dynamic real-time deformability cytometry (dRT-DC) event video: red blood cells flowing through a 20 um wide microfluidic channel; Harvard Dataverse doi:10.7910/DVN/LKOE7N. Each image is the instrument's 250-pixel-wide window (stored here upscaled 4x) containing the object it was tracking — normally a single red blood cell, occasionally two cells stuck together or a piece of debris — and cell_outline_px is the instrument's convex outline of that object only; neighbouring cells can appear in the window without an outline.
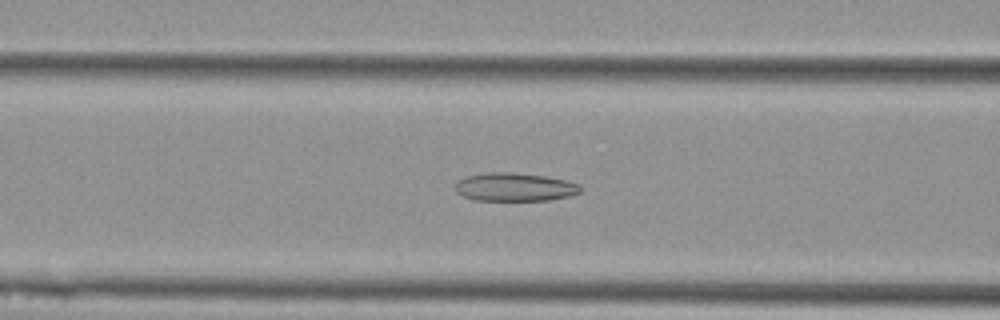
{"species": "Egyptian fruit bat (a non-hibernating species)", "species_latin": "Rousettus aegyptiacus", "temperature_condition": "cold", "stored_images_in_passage": 50, "camera_frame_rate_fps": 3000, "um_per_image_px": 0.085, "animal": {"sex": "female"}, "frame": {"image": 1, "passage_image": 22, "time_ms": 7.0, "image_size_px": [1000, 320], "cell_outline_px": [[580, 192], [572, 196], [548, 200], [476, 200], [464, 196], [456, 192], [456, 184], [460, 180], [468, 176], [488, 172], [508, 172], [544, 176], [564, 180], [580, 184]], "centroid_in_image_um": [43.78, 15.9], "position_along_channel_um": 122.8, "area_um2": 20.4}}
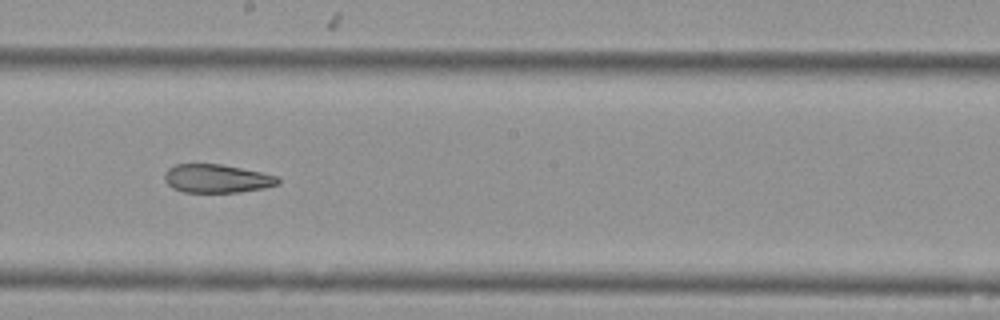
{"frame": {"image": 2, "passage_image": 31, "time_ms": 10.0, "image_size_px": [1000, 320], "cell_outline_px": [[280, 184], [264, 188], [240, 192], [184, 192], [172, 188], [164, 180], [164, 172], [168, 168], [176, 164], [220, 164], [280, 176]], "centroid_in_image_um": [18.43, 15.18], "position_along_channel_um": 229.8, "area_um2": 18.9}}
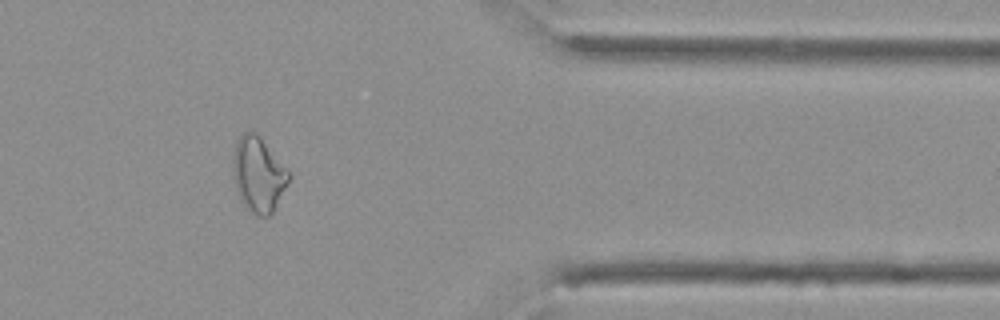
{"frame": {"image": 3, "passage_image": 46, "time_ms": 15.0, "image_size_px": [1000, 320], "cell_outline_px": [[292, 176], [288, 184], [272, 212], [268, 216], [256, 216], [248, 212], [240, 200], [232, 176], [232, 160], [236, 140], [244, 132], [252, 128], [260, 136], [288, 168]], "centroid_in_image_um": [21.95, 14.81], "position_along_channel_um": 389.4, "area_um2": 25.09}, "authors_computed_cell_mechanics": {"area_um2": 23.1489, "velocity_mm_per_s": 3.5768, "shape_relaxation_time_tau1_ms": null, "shape_relaxation_time_tau2_ms": 3.7259, "deformation_change_tau1": null, "deformation_change_tau2": 0.1198}}